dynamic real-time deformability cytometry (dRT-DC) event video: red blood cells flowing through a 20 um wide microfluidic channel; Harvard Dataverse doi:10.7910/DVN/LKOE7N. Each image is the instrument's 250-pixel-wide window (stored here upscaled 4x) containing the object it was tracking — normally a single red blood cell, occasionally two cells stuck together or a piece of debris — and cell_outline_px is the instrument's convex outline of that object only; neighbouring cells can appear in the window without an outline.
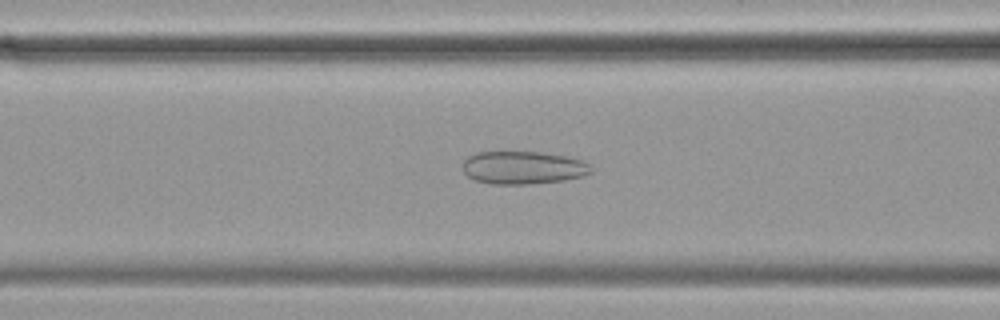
{"species": "common noctule bat (a hibernating species)", "species_latin": "Nyctalus noctula", "temperature_condition": "cold", "stored_images_in_passage": 56, "camera_frame_rate_fps": 3000, "um_per_image_px": 0.085, "animal": {"sex": "female", "body_mass_g": 19.9}, "frame": {"image": 1, "passage_image": 21, "time_ms": 6.667, "image_size_px": [1000, 320], "cell_outline_px": [[592, 172], [584, 176], [564, 180], [532, 184], [492, 184], [476, 180], [468, 176], [464, 172], [464, 160], [468, 156], [476, 152], [540, 152], [568, 156], [584, 160], [592, 168]], "centroid_in_image_um": [44.5, 14.25], "position_along_channel_um": 122.1, "area_um2": 24.74}}
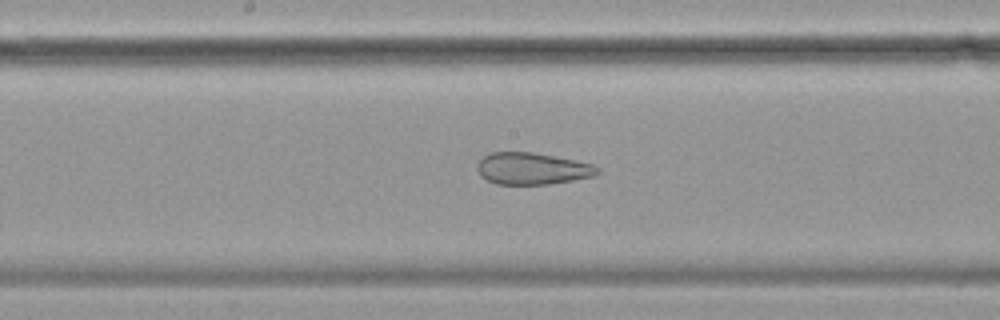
{"frame": {"image": 2, "passage_image": 28, "time_ms": 9.0, "image_size_px": [1000, 320], "cell_outline_px": [[600, 172], [596, 176], [548, 184], [496, 184], [480, 176], [476, 168], [476, 164], [484, 156], [492, 152], [532, 152], [592, 164], [600, 168]], "centroid_in_image_um": [45.22, 14.33], "position_along_channel_um": 203.0, "area_um2": 22.2}}
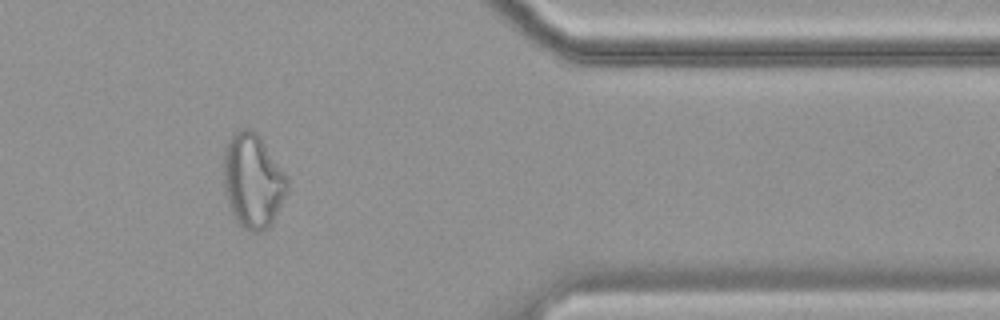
{"frame": {"image": 3, "passage_image": 46, "time_ms": 15.0, "image_size_px": [1000, 320], "cell_outline_px": [[288, 192], [272, 224], [268, 228], [260, 232], [252, 232], [244, 228], [232, 216], [224, 192], [224, 148], [228, 140], [240, 128], [252, 128], [260, 136], [288, 176]], "centroid_in_image_um": [21.51, 15.38], "position_along_channel_um": 389.9, "area_um2": 35.55}}